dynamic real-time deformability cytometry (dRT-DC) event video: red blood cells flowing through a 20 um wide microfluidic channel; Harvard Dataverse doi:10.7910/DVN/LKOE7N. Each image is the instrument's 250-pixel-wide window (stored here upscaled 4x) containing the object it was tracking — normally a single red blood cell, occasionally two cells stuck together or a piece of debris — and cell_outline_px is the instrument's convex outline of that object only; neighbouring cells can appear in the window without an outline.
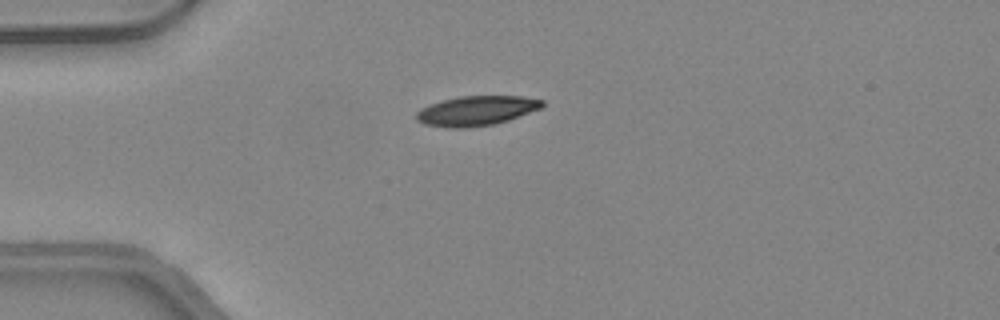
{"species": "common noctule bat (a hibernating species)", "species_latin": "Nyctalus noctula", "temperature_condition": "warm", "stored_images_in_passage": 34, "camera_frame_rate_fps": 3000, "um_per_image_px": 0.085, "animal": {"sex": "female", "body_mass_g": 24.6, "forearm_length_mm": 56.2}, "frame": {"image": 1, "passage_image": 4, "time_ms": 1.0, "image_size_px": [1000, 320], "cell_outline_px": [[544, 104], [540, 108], [508, 120], [496, 124], [468, 128], [444, 128], [424, 124], [416, 120], [416, 112], [420, 108], [428, 104], [460, 96], [520, 96], [544, 100]], "centroid_in_image_um": [40.44, 9.42], "position_along_channel_um": 44.6, "area_um2": 21.91}}
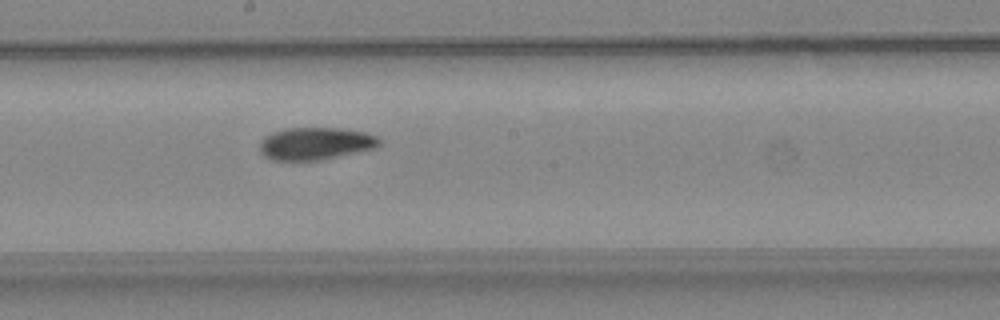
{"frame": {"image": 2, "passage_image": 18, "time_ms": 5.667, "image_size_px": [1000, 320], "cell_outline_px": [[380, 144], [376, 148], [320, 160], [272, 160], [264, 156], [260, 152], [260, 140], [272, 132], [284, 128], [340, 128], [364, 132], [380, 136]], "centroid_in_image_um": [26.82, 12.2], "position_along_channel_um": 221.4, "area_um2": 22.72}}
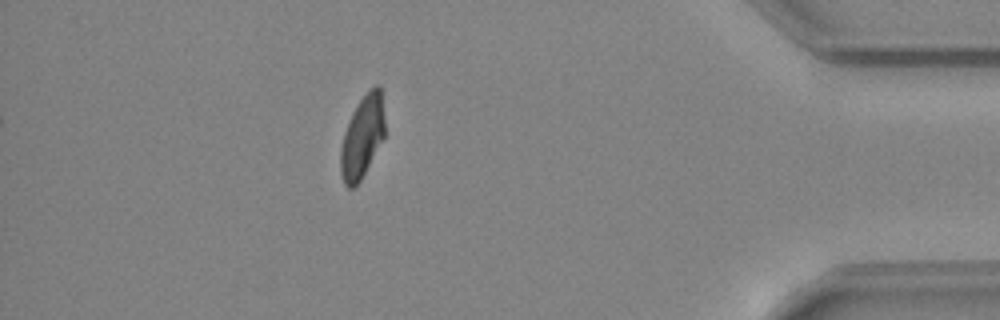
{"frame": {"image": 3, "passage_image": 34, "time_ms": 11.0, "image_size_px": [1000, 320], "cell_outline_px": [[384, 136], [360, 180], [352, 188], [348, 188], [344, 184], [340, 172], [340, 148], [344, 132], [352, 112], [368, 88], [376, 84], [380, 84], [384, 120]], "centroid_in_image_um": [30.77, 11.6], "position_along_channel_um": 404.4, "area_um2": 20.98}, "authors_computed_cell_mechanics": {"area_um2": 22.542, "velocity_mm_per_s": 4.296, "shape_relaxation_time_tau1_ms": 4.6353, "shape_relaxation_time_tau2_ms": 2.5318, "deformation_change_tau1": 0.1756, "deformation_change_tau2": 0.0677}}